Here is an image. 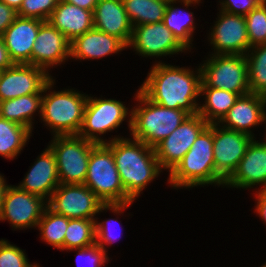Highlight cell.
<instances>
[{"mask_svg":"<svg viewBox=\"0 0 266 267\" xmlns=\"http://www.w3.org/2000/svg\"><path fill=\"white\" fill-rule=\"evenodd\" d=\"M245 56L250 93L266 96V44L251 47Z\"/></svg>","mask_w":266,"mask_h":267,"instance_id":"obj_31","label":"cell"},{"mask_svg":"<svg viewBox=\"0 0 266 267\" xmlns=\"http://www.w3.org/2000/svg\"><path fill=\"white\" fill-rule=\"evenodd\" d=\"M62 1L71 3L86 10L93 11L99 0H62Z\"/></svg>","mask_w":266,"mask_h":267,"instance_id":"obj_42","label":"cell"},{"mask_svg":"<svg viewBox=\"0 0 266 267\" xmlns=\"http://www.w3.org/2000/svg\"><path fill=\"white\" fill-rule=\"evenodd\" d=\"M128 47L140 56L156 58L187 51L163 21L134 26Z\"/></svg>","mask_w":266,"mask_h":267,"instance_id":"obj_15","label":"cell"},{"mask_svg":"<svg viewBox=\"0 0 266 267\" xmlns=\"http://www.w3.org/2000/svg\"><path fill=\"white\" fill-rule=\"evenodd\" d=\"M132 26L161 22L169 1L122 0Z\"/></svg>","mask_w":266,"mask_h":267,"instance_id":"obj_29","label":"cell"},{"mask_svg":"<svg viewBox=\"0 0 266 267\" xmlns=\"http://www.w3.org/2000/svg\"><path fill=\"white\" fill-rule=\"evenodd\" d=\"M43 91L14 99L0 101V117L21 124L33 130V116L37 111L41 116Z\"/></svg>","mask_w":266,"mask_h":267,"instance_id":"obj_26","label":"cell"},{"mask_svg":"<svg viewBox=\"0 0 266 267\" xmlns=\"http://www.w3.org/2000/svg\"><path fill=\"white\" fill-rule=\"evenodd\" d=\"M265 140L259 142L254 138L251 141L238 167L225 181L224 186L247 189L259 184L261 189H266Z\"/></svg>","mask_w":266,"mask_h":267,"instance_id":"obj_19","label":"cell"},{"mask_svg":"<svg viewBox=\"0 0 266 267\" xmlns=\"http://www.w3.org/2000/svg\"><path fill=\"white\" fill-rule=\"evenodd\" d=\"M135 99L140 105L131 109L130 135L153 148L190 115L184 110L165 108L152 102L139 89Z\"/></svg>","mask_w":266,"mask_h":267,"instance_id":"obj_5","label":"cell"},{"mask_svg":"<svg viewBox=\"0 0 266 267\" xmlns=\"http://www.w3.org/2000/svg\"><path fill=\"white\" fill-rule=\"evenodd\" d=\"M24 250L11 244L8 240H0V267H32Z\"/></svg>","mask_w":266,"mask_h":267,"instance_id":"obj_35","label":"cell"},{"mask_svg":"<svg viewBox=\"0 0 266 267\" xmlns=\"http://www.w3.org/2000/svg\"><path fill=\"white\" fill-rule=\"evenodd\" d=\"M106 145L112 150L126 194L136 200L147 184L162 172L154 148L119 135L111 138Z\"/></svg>","mask_w":266,"mask_h":267,"instance_id":"obj_2","label":"cell"},{"mask_svg":"<svg viewBox=\"0 0 266 267\" xmlns=\"http://www.w3.org/2000/svg\"><path fill=\"white\" fill-rule=\"evenodd\" d=\"M128 109L119 100L88 96L83 124L78 135L96 144H106L108 141L100 136L117 129L124 120L128 121L129 131L131 130L132 112Z\"/></svg>","mask_w":266,"mask_h":267,"instance_id":"obj_9","label":"cell"},{"mask_svg":"<svg viewBox=\"0 0 266 267\" xmlns=\"http://www.w3.org/2000/svg\"><path fill=\"white\" fill-rule=\"evenodd\" d=\"M126 48L128 46L118 37L93 28L70 43V58L74 60L101 59L113 53L117 54Z\"/></svg>","mask_w":266,"mask_h":267,"instance_id":"obj_23","label":"cell"},{"mask_svg":"<svg viewBox=\"0 0 266 267\" xmlns=\"http://www.w3.org/2000/svg\"><path fill=\"white\" fill-rule=\"evenodd\" d=\"M46 207L47 201L42 197L8 185L0 209V221L7 220L14 230L35 228Z\"/></svg>","mask_w":266,"mask_h":267,"instance_id":"obj_11","label":"cell"},{"mask_svg":"<svg viewBox=\"0 0 266 267\" xmlns=\"http://www.w3.org/2000/svg\"><path fill=\"white\" fill-rule=\"evenodd\" d=\"M60 0H23L18 16L48 21Z\"/></svg>","mask_w":266,"mask_h":267,"instance_id":"obj_34","label":"cell"},{"mask_svg":"<svg viewBox=\"0 0 266 267\" xmlns=\"http://www.w3.org/2000/svg\"><path fill=\"white\" fill-rule=\"evenodd\" d=\"M70 43L49 21H44L33 45L32 65L49 73L50 67H56L70 59Z\"/></svg>","mask_w":266,"mask_h":267,"instance_id":"obj_17","label":"cell"},{"mask_svg":"<svg viewBox=\"0 0 266 267\" xmlns=\"http://www.w3.org/2000/svg\"><path fill=\"white\" fill-rule=\"evenodd\" d=\"M262 0H222L220 2V10L236 15H247Z\"/></svg>","mask_w":266,"mask_h":267,"instance_id":"obj_38","label":"cell"},{"mask_svg":"<svg viewBox=\"0 0 266 267\" xmlns=\"http://www.w3.org/2000/svg\"><path fill=\"white\" fill-rule=\"evenodd\" d=\"M44 21L18 16L1 36L14 64H31L32 49Z\"/></svg>","mask_w":266,"mask_h":267,"instance_id":"obj_20","label":"cell"},{"mask_svg":"<svg viewBox=\"0 0 266 267\" xmlns=\"http://www.w3.org/2000/svg\"><path fill=\"white\" fill-rule=\"evenodd\" d=\"M117 222H118L117 219L103 220V222H98L96 219L95 243L98 244L105 252L107 251L106 245H112L114 241L116 242L117 240L121 239V233L120 235L119 234L115 235L114 234L115 229L114 230L112 229V226L113 225L115 226Z\"/></svg>","mask_w":266,"mask_h":267,"instance_id":"obj_37","label":"cell"},{"mask_svg":"<svg viewBox=\"0 0 266 267\" xmlns=\"http://www.w3.org/2000/svg\"><path fill=\"white\" fill-rule=\"evenodd\" d=\"M10 59L7 48L5 47L4 40L0 37V71L10 68L13 65Z\"/></svg>","mask_w":266,"mask_h":267,"instance_id":"obj_41","label":"cell"},{"mask_svg":"<svg viewBox=\"0 0 266 267\" xmlns=\"http://www.w3.org/2000/svg\"><path fill=\"white\" fill-rule=\"evenodd\" d=\"M96 219H69L64 250L85 248L95 244Z\"/></svg>","mask_w":266,"mask_h":267,"instance_id":"obj_32","label":"cell"},{"mask_svg":"<svg viewBox=\"0 0 266 267\" xmlns=\"http://www.w3.org/2000/svg\"><path fill=\"white\" fill-rule=\"evenodd\" d=\"M42 152L17 186L48 201L60 181L54 152L49 146Z\"/></svg>","mask_w":266,"mask_h":267,"instance_id":"obj_21","label":"cell"},{"mask_svg":"<svg viewBox=\"0 0 266 267\" xmlns=\"http://www.w3.org/2000/svg\"><path fill=\"white\" fill-rule=\"evenodd\" d=\"M84 185L104 204L133 202L125 192L112 150L106 144H97L91 150Z\"/></svg>","mask_w":266,"mask_h":267,"instance_id":"obj_7","label":"cell"},{"mask_svg":"<svg viewBox=\"0 0 266 267\" xmlns=\"http://www.w3.org/2000/svg\"><path fill=\"white\" fill-rule=\"evenodd\" d=\"M208 124L199 114L189 115L168 137L159 142L154 150L160 168L170 173Z\"/></svg>","mask_w":266,"mask_h":267,"instance_id":"obj_12","label":"cell"},{"mask_svg":"<svg viewBox=\"0 0 266 267\" xmlns=\"http://www.w3.org/2000/svg\"><path fill=\"white\" fill-rule=\"evenodd\" d=\"M94 28L121 39L127 46L133 26L122 0H99L93 10Z\"/></svg>","mask_w":266,"mask_h":267,"instance_id":"obj_22","label":"cell"},{"mask_svg":"<svg viewBox=\"0 0 266 267\" xmlns=\"http://www.w3.org/2000/svg\"><path fill=\"white\" fill-rule=\"evenodd\" d=\"M53 77L31 64H13L0 71V101L41 93Z\"/></svg>","mask_w":266,"mask_h":267,"instance_id":"obj_16","label":"cell"},{"mask_svg":"<svg viewBox=\"0 0 266 267\" xmlns=\"http://www.w3.org/2000/svg\"><path fill=\"white\" fill-rule=\"evenodd\" d=\"M7 187L8 184L6 183L4 176L0 174V209L3 203V198Z\"/></svg>","mask_w":266,"mask_h":267,"instance_id":"obj_43","label":"cell"},{"mask_svg":"<svg viewBox=\"0 0 266 267\" xmlns=\"http://www.w3.org/2000/svg\"><path fill=\"white\" fill-rule=\"evenodd\" d=\"M97 144L79 135H56L48 145L56 157L60 184H84L91 150Z\"/></svg>","mask_w":266,"mask_h":267,"instance_id":"obj_8","label":"cell"},{"mask_svg":"<svg viewBox=\"0 0 266 267\" xmlns=\"http://www.w3.org/2000/svg\"><path fill=\"white\" fill-rule=\"evenodd\" d=\"M32 267H40V266H39V263H38V265H37V263H34V265Z\"/></svg>","mask_w":266,"mask_h":267,"instance_id":"obj_45","label":"cell"},{"mask_svg":"<svg viewBox=\"0 0 266 267\" xmlns=\"http://www.w3.org/2000/svg\"><path fill=\"white\" fill-rule=\"evenodd\" d=\"M197 74V75H196ZM202 82L201 67L194 72L188 67H178L156 62L139 90L152 102L170 109L198 114V98ZM199 96V97H198Z\"/></svg>","mask_w":266,"mask_h":267,"instance_id":"obj_1","label":"cell"},{"mask_svg":"<svg viewBox=\"0 0 266 267\" xmlns=\"http://www.w3.org/2000/svg\"><path fill=\"white\" fill-rule=\"evenodd\" d=\"M131 204H104L84 184H59L47 201L50 210L69 219H98L96 214L104 210L120 215Z\"/></svg>","mask_w":266,"mask_h":267,"instance_id":"obj_6","label":"cell"},{"mask_svg":"<svg viewBox=\"0 0 266 267\" xmlns=\"http://www.w3.org/2000/svg\"><path fill=\"white\" fill-rule=\"evenodd\" d=\"M48 21L72 42L94 28L93 11L60 0Z\"/></svg>","mask_w":266,"mask_h":267,"instance_id":"obj_24","label":"cell"},{"mask_svg":"<svg viewBox=\"0 0 266 267\" xmlns=\"http://www.w3.org/2000/svg\"><path fill=\"white\" fill-rule=\"evenodd\" d=\"M212 55V56H211ZM200 66L202 81L208 86L237 93H250L245 55L211 54Z\"/></svg>","mask_w":266,"mask_h":267,"instance_id":"obj_10","label":"cell"},{"mask_svg":"<svg viewBox=\"0 0 266 267\" xmlns=\"http://www.w3.org/2000/svg\"><path fill=\"white\" fill-rule=\"evenodd\" d=\"M78 251V255L76 258V261L78 263V267H83V264L87 263V266L90 267H103L106 264L109 263V257L107 255V252H105L98 244H93L91 246L85 247V248H78V249H71L68 251ZM82 262H81V261ZM84 260V261H83Z\"/></svg>","mask_w":266,"mask_h":267,"instance_id":"obj_36","label":"cell"},{"mask_svg":"<svg viewBox=\"0 0 266 267\" xmlns=\"http://www.w3.org/2000/svg\"><path fill=\"white\" fill-rule=\"evenodd\" d=\"M219 126V127H218ZM254 137L213 123V154L216 172L226 181L236 170Z\"/></svg>","mask_w":266,"mask_h":267,"instance_id":"obj_14","label":"cell"},{"mask_svg":"<svg viewBox=\"0 0 266 267\" xmlns=\"http://www.w3.org/2000/svg\"><path fill=\"white\" fill-rule=\"evenodd\" d=\"M179 2L188 8L191 4L201 3V0H170L164 14L163 23L165 26L186 50H190L193 41L192 36L196 29L194 25L195 17H193V12H184L177 8L174 3L177 4Z\"/></svg>","mask_w":266,"mask_h":267,"instance_id":"obj_25","label":"cell"},{"mask_svg":"<svg viewBox=\"0 0 266 267\" xmlns=\"http://www.w3.org/2000/svg\"><path fill=\"white\" fill-rule=\"evenodd\" d=\"M200 96L205 97V104L199 105L198 114L209 124L219 123L239 97L234 92L208 87L203 81L201 82Z\"/></svg>","mask_w":266,"mask_h":267,"instance_id":"obj_27","label":"cell"},{"mask_svg":"<svg viewBox=\"0 0 266 267\" xmlns=\"http://www.w3.org/2000/svg\"><path fill=\"white\" fill-rule=\"evenodd\" d=\"M31 135L25 126L0 117V156L15 159Z\"/></svg>","mask_w":266,"mask_h":267,"instance_id":"obj_28","label":"cell"},{"mask_svg":"<svg viewBox=\"0 0 266 267\" xmlns=\"http://www.w3.org/2000/svg\"><path fill=\"white\" fill-rule=\"evenodd\" d=\"M208 39L212 54L245 55L251 48L243 15L229 14L219 9ZM211 35V36H210Z\"/></svg>","mask_w":266,"mask_h":267,"instance_id":"obj_13","label":"cell"},{"mask_svg":"<svg viewBox=\"0 0 266 267\" xmlns=\"http://www.w3.org/2000/svg\"><path fill=\"white\" fill-rule=\"evenodd\" d=\"M257 193V194H256ZM256 201L257 205L255 206V212L262 218L261 220H264V223L266 224V189H260L256 191Z\"/></svg>","mask_w":266,"mask_h":267,"instance_id":"obj_40","label":"cell"},{"mask_svg":"<svg viewBox=\"0 0 266 267\" xmlns=\"http://www.w3.org/2000/svg\"><path fill=\"white\" fill-rule=\"evenodd\" d=\"M168 183L175 188L204 185L224 186L225 180L216 172L213 154V123L198 135L190 150L169 173Z\"/></svg>","mask_w":266,"mask_h":267,"instance_id":"obj_3","label":"cell"},{"mask_svg":"<svg viewBox=\"0 0 266 267\" xmlns=\"http://www.w3.org/2000/svg\"><path fill=\"white\" fill-rule=\"evenodd\" d=\"M1 2H4L9 7L15 9L18 11L22 5L23 0H0Z\"/></svg>","mask_w":266,"mask_h":267,"instance_id":"obj_44","label":"cell"},{"mask_svg":"<svg viewBox=\"0 0 266 267\" xmlns=\"http://www.w3.org/2000/svg\"><path fill=\"white\" fill-rule=\"evenodd\" d=\"M54 83L55 79L52 78L43 89L41 120L50 127L53 136L78 135L88 95L69 88L52 91Z\"/></svg>","mask_w":266,"mask_h":267,"instance_id":"obj_4","label":"cell"},{"mask_svg":"<svg viewBox=\"0 0 266 267\" xmlns=\"http://www.w3.org/2000/svg\"><path fill=\"white\" fill-rule=\"evenodd\" d=\"M250 46L266 44V0L244 16Z\"/></svg>","mask_w":266,"mask_h":267,"instance_id":"obj_33","label":"cell"},{"mask_svg":"<svg viewBox=\"0 0 266 267\" xmlns=\"http://www.w3.org/2000/svg\"><path fill=\"white\" fill-rule=\"evenodd\" d=\"M266 96L249 93L239 96L228 113L218 123L223 128L246 133L252 137L253 126L266 125ZM263 122V123H262Z\"/></svg>","mask_w":266,"mask_h":267,"instance_id":"obj_18","label":"cell"},{"mask_svg":"<svg viewBox=\"0 0 266 267\" xmlns=\"http://www.w3.org/2000/svg\"><path fill=\"white\" fill-rule=\"evenodd\" d=\"M68 223L69 218L57 214L46 207L40 221L37 224V228L41 234V240L53 246V248L63 251Z\"/></svg>","mask_w":266,"mask_h":267,"instance_id":"obj_30","label":"cell"},{"mask_svg":"<svg viewBox=\"0 0 266 267\" xmlns=\"http://www.w3.org/2000/svg\"><path fill=\"white\" fill-rule=\"evenodd\" d=\"M18 17V12L0 1V37Z\"/></svg>","mask_w":266,"mask_h":267,"instance_id":"obj_39","label":"cell"}]
</instances>
